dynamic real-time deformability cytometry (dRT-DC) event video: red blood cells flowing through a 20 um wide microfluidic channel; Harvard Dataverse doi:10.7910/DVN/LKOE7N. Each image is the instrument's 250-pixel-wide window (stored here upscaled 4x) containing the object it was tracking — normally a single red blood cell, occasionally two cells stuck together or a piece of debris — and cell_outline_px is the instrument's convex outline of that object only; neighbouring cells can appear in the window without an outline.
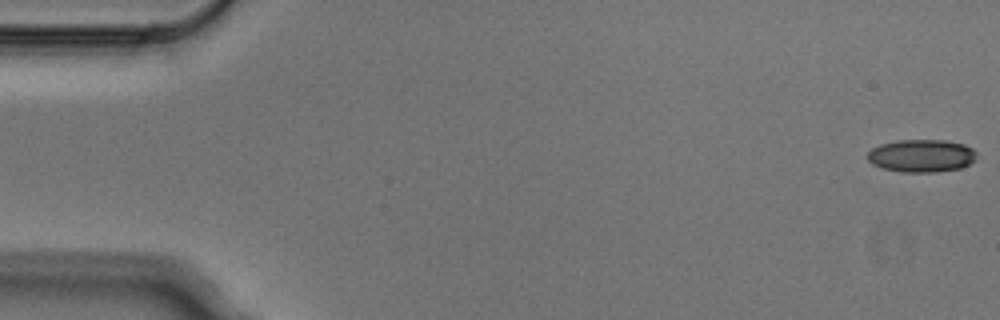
{"species": "Egyptian fruit bat (a non-hibernating species)", "species_latin": "Rousettus aegyptiacus", "temperature_condition": "cold", "stored_images_in_passage": 4, "camera_frame_rate_fps": 3000, "um_per_image_px": 0.085, "animal": {"sex": "male"}, "frame": {"image": 1, "passage_image": 1, "time_ms": 0.0, "image_size_px": [1000, 320], "cell_outline_px": [[976, 160], [960, 168], [936, 172], [904, 172], [880, 168], [872, 164], [868, 160], [868, 152], [872, 148], [880, 144], [896, 140], [948, 140], [964, 144], [972, 148], [976, 152]], "centroid_in_image_um": [78.32, 13.23], "position_along_channel_um": 6.7, "area_um2": 20.98}}
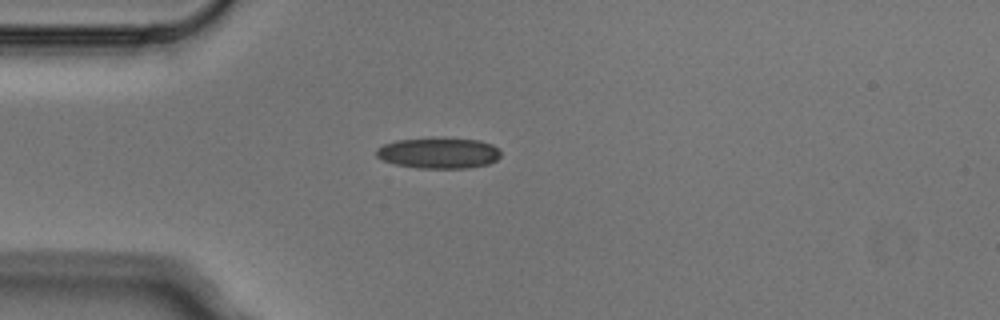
{"frame": {"image": 2, "passage_image": 4, "time_ms": 1.0, "image_size_px": [1000, 320], "cell_outline_px": [[500, 156], [496, 160], [488, 164], [468, 168], [416, 168], [396, 164], [384, 160], [376, 156], [376, 148], [384, 144], [396, 140], [440, 136], [480, 140], [492, 144], [500, 152]], "centroid_in_image_um": [37.28, 12.98], "position_along_channel_um": 47.7, "area_um2": 22.83}}